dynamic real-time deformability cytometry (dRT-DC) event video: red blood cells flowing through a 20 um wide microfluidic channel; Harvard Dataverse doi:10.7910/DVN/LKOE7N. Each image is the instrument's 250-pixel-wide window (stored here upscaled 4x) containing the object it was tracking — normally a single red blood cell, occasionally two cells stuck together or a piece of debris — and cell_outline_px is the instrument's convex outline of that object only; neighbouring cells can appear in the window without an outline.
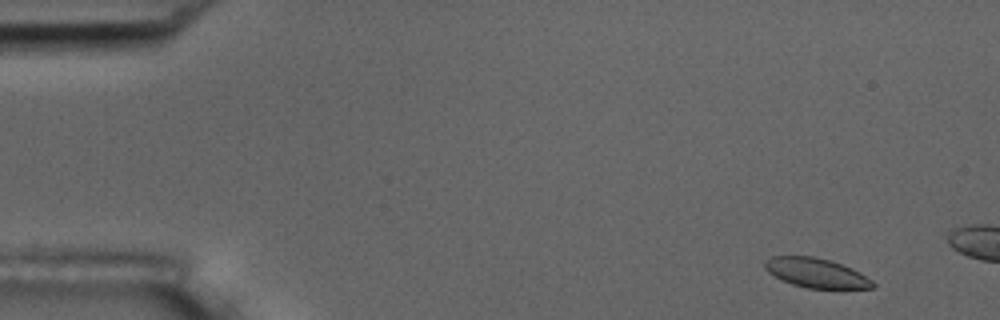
{"species": "common noctule bat (a hibernating species)", "species_latin": "Nyctalus noctula", "temperature_condition": "room temperature", "stored_images_in_passage": 14, "camera_frame_rate_fps": 3000, "um_per_image_px": 0.085, "animal": {"sex": "male", "body_mass_g": 17.5, "forearm_length_mm": 52.3}, "frame": {"image": 1, "passage_image": 3, "time_ms": 0.667, "image_size_px": [1000, 320], "cell_outline_px": [[876, 284], [872, 288], [808, 288], [792, 284], [780, 280], [768, 272], [764, 268], [764, 260], [772, 256], [812, 256], [832, 260], [852, 268], [872, 280]], "centroid_in_image_um": [69.34, 23.19], "position_along_channel_um": 15.7, "area_um2": 18.61}}